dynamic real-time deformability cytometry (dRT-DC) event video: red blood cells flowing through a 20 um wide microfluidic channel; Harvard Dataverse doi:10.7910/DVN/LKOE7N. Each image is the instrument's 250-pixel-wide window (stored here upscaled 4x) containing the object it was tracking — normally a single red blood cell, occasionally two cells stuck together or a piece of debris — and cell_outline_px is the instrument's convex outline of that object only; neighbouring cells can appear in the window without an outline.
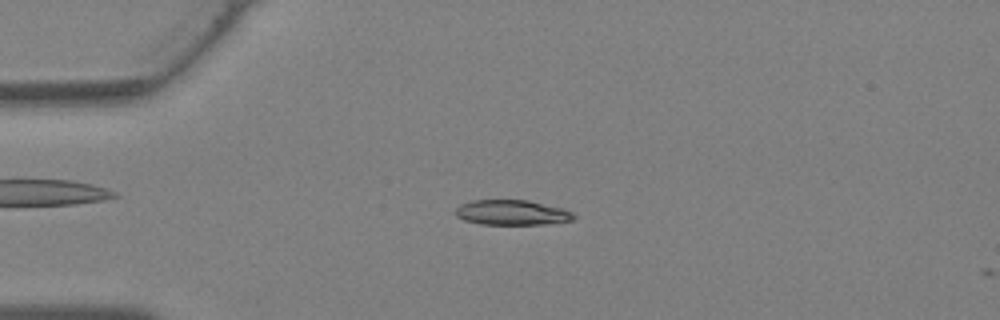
{"species": "Egyptian fruit bat (a non-hibernating species)", "species_latin": "Rousettus aegyptiacus", "temperature_condition": "warm", "stored_images_in_passage": 6, "camera_frame_rate_fps": 3000, "um_per_image_px": 0.085, "animal": {"sex": "female"}, "frame": {"image": 1, "passage_image": 3, "time_ms": 0.667, "image_size_px": [1000, 320], "cell_outline_px": [[576, 216], [572, 220], [544, 224], [480, 224], [464, 220], [456, 216], [456, 208], [460, 204], [472, 200], [528, 200], [564, 208], [572, 212]], "centroid_in_image_um": [43.51, 18.06], "position_along_channel_um": 41.5, "area_um2": 17.28}}